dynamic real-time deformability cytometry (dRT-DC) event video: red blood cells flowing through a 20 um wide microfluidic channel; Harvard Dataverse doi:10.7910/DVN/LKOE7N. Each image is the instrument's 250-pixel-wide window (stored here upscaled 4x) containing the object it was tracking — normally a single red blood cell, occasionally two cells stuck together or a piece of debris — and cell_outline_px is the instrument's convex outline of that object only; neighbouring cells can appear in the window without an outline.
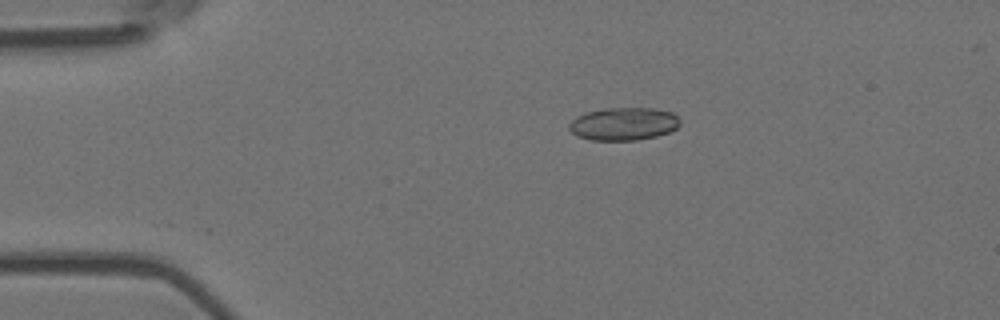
{"species": "Egyptian fruit bat (a non-hibernating species)", "species_latin": "Rousettus aegyptiacus", "temperature_condition": "room temperature", "stored_images_in_passage": 15, "camera_frame_rate_fps": 3000, "um_per_image_px": 0.085, "animal": {"sex": "female"}, "frame": {"image": 1, "passage_image": 4, "time_ms": 1.0, "image_size_px": [1000, 320], "cell_outline_px": [[680, 124], [676, 128], [668, 132], [656, 136], [636, 140], [592, 140], [576, 136], [568, 128], [568, 124], [576, 116], [584, 112], [604, 108], [652, 108], [672, 112], [680, 120]], "centroid_in_image_um": [52.97, 10.52], "position_along_channel_um": 32.0, "area_um2": 21.33}}
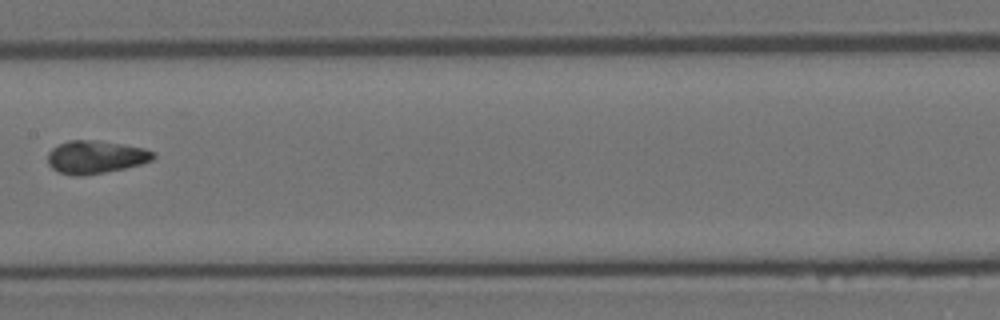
{"frame": {"image": 2, "passage_image": 8, "time_ms": 2.333, "image_size_px": [1000, 320], "cell_outline_px": [[156, 156], [152, 160], [140, 164], [124, 168], [104, 172], [80, 176], [76, 176], [60, 172], [52, 168], [48, 164], [48, 152], [52, 148], [68, 140], [96, 140], [144, 148], [156, 152]], "centroid_in_image_um": [8.13, 13.34], "position_along_channel_um": 199.3, "area_um2": 20.11}}
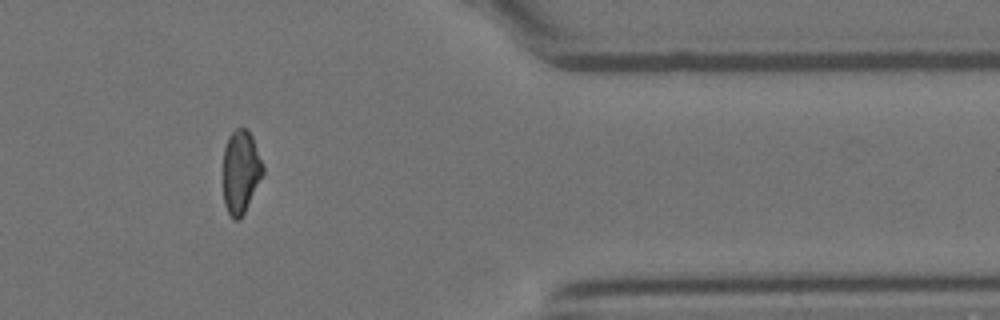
{"frame": {"image": 3, "passage_image": 13, "time_ms": 4.0, "image_size_px": [1000, 320], "cell_outline_px": [[264, 172], [240, 220], [232, 220], [224, 204], [224, 148], [228, 136], [236, 128], [248, 128], [252, 136], [264, 168]], "centroid_in_image_um": [20.46, 14.59], "position_along_channel_um": 390.9, "area_um2": 19.13}}